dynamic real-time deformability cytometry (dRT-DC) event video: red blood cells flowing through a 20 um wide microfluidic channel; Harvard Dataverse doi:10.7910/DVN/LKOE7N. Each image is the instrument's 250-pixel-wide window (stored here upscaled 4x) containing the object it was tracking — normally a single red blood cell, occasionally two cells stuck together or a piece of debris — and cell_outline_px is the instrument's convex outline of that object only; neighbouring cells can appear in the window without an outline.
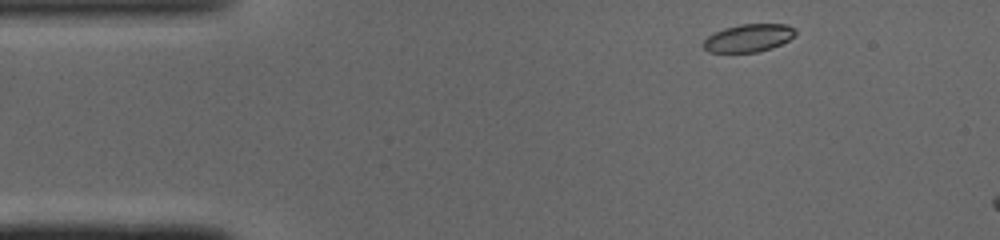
{"species": "common noctule bat (a hibernating species)", "species_latin": "Nyctalus noctula", "temperature_condition": "cold", "stored_images_in_passage": 6, "camera_frame_rate_fps": 3000, "um_per_image_px": 0.085, "animal": {"sex": "male", "body_mass_g": 19.0, "forearm_length_mm": 50.8}, "frame": {"image": 1, "passage_image": 1, "time_ms": 0.0, "image_size_px": [1000, 240], "cell_outline_px": [[796, 32], [788, 40], [772, 48], [756, 52], [708, 52], [704, 48], [704, 40], [708, 36], [724, 28], [740, 24], [788, 24]], "centroid_in_image_um": [63.61, 3.23], "position_along_channel_um": 21.4, "area_um2": 14.68}}